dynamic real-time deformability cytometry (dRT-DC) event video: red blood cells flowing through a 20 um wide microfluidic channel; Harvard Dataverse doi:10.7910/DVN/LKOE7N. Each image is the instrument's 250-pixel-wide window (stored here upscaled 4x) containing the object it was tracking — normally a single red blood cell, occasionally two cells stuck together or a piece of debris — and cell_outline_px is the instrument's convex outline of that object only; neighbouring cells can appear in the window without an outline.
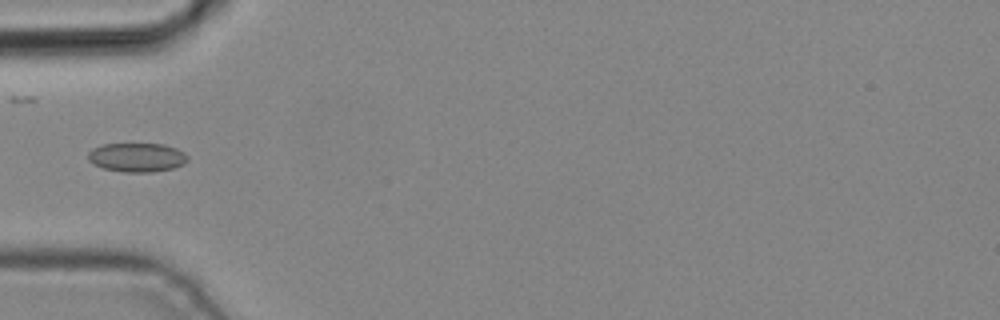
{"species": "common noctule bat (a hibernating species)", "species_latin": "Nyctalus noctula", "temperature_condition": "cold", "stored_images_in_passage": 4, "camera_frame_rate_fps": 3000, "um_per_image_px": 0.085, "animal": {"sex": "male", "body_mass_g": 19.2, "forearm_length_mm": 51.8}, "frame": {"image": 1, "passage_image": 3, "time_ms": 0.667, "image_size_px": [1000, 320], "cell_outline_px": [[188, 160], [184, 164], [172, 168], [152, 172], [124, 172], [104, 168], [92, 164], [88, 160], [88, 152], [92, 148], [104, 144], [164, 144], [176, 148], [184, 152], [188, 156]], "centroid_in_image_um": [11.63, 13.37], "position_along_channel_um": 73.4, "area_um2": 16.88}}
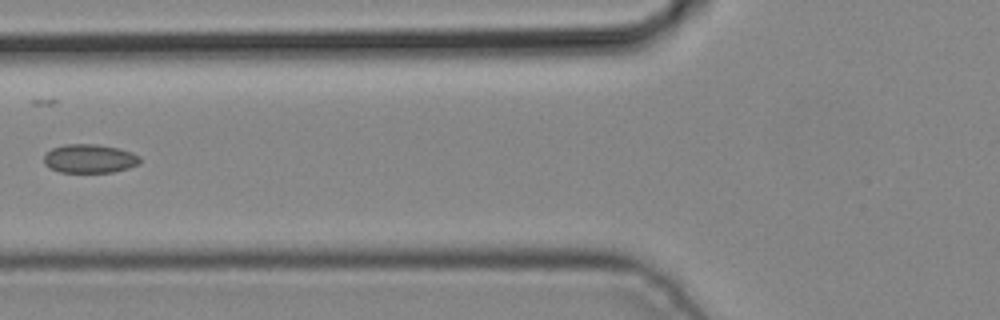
{"frame": {"image": 2, "passage_image": 4, "time_ms": 1.0, "image_size_px": [1000, 320], "cell_outline_px": [[140, 164], [128, 168], [112, 172], [60, 172], [44, 164], [44, 152], [52, 148], [64, 144], [96, 144], [120, 148], [132, 152], [140, 156]], "centroid_in_image_um": [7.62, 13.47], "position_along_channel_um": 118.2, "area_um2": 16.24}}